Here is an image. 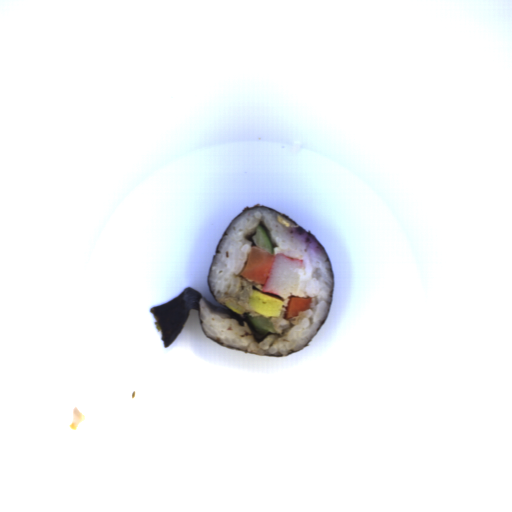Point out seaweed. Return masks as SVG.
<instances>
[{
	"mask_svg": "<svg viewBox=\"0 0 512 512\" xmlns=\"http://www.w3.org/2000/svg\"><path fill=\"white\" fill-rule=\"evenodd\" d=\"M256 206H262L264 208H267L269 210L277 212L280 215L284 216L285 218L291 220L292 222H294L296 224V226L299 228L300 232H306L307 234L312 236L322 246V248L324 249L325 253L328 256L327 261H329V263H330L332 279H333V283H334L333 295H332V301H331V306H332L333 299H334V291H335V274H334L331 258L329 256L327 250L325 249V247L316 238V236L311 231L306 230L304 226L298 224L292 218H290L287 215L281 213L277 209L266 207V206L261 205L259 203L255 204L254 206H248V205L244 206L243 209L232 218V220L230 221L228 226L223 231V233H222V235H221V237H220V239H219V241H218V243H217V245L215 247V254L213 255V257H212V259L210 261V265H209V269H208V274H207V278H206L208 289H209L212 297L215 299V301L217 303H219L218 300L215 298V296H214V294H213V292H212V290H211V288H210V286L208 284V280H209V274H210L213 258L215 257V255L217 253H220L219 250H218V246H219L223 236L227 235L225 231L230 226V224L233 222V220L235 218H237L240 214H242L244 211L249 210L251 208H254ZM202 297L211 305V307L213 309H215V310H222L224 313L228 312L232 319H236L238 321L239 325H243L244 321H246V318H245L244 315H239V314L235 313L234 311H232L230 308H228L224 304H221V305L225 306L226 309L221 307V306H219V305H215L214 303H212L211 301L206 299L201 293L197 292L196 290H194V289H192L191 287L188 286V287H185L183 289V291L179 295L174 297L173 299H171V300H169V301H167V302H165L163 304H160L158 306L151 307L149 309V312L153 315V317H154V319L156 321L154 323L156 325L157 330L161 331L160 335H161V340L163 342V348H165V349L168 348L172 344V342L177 338V336L180 334V332L182 331V329H183V327H184V325H185V323H186V321L188 319L190 310H198L199 326L201 328L202 320L200 318V313H199V301H200V298H202ZM331 306H330V310H331ZM330 310H329V313H330ZM328 317H329V314H328L326 320H324L322 322V324L320 325V327H319V329L317 331V334L322 329V327L325 325ZM201 331H202L203 335L206 336L208 339H210L211 341H213V342H215V343H217V344H219V345H221L223 347H227V348L243 351L240 348H234L232 346H225V345H223V342H221L219 340L211 339L209 336H207L205 334V332L202 330V328H201ZM316 335H315V337H316ZM313 339L311 340V342L313 341ZM310 343L308 345H306L300 351H295L294 352V351L290 350V352H289V354L287 356H290V355H293L295 353L301 352L302 350L307 348L310 345ZM243 352H245V351H243ZM247 353H250V352H247ZM251 354H255V353H251ZM255 355L269 356V357H278V358L279 357H285V356H282L281 354H266V355L265 354H255Z\"/></svg>",
	"mask_w": 512,
	"mask_h": 512,
	"instance_id": "1faa68ee",
	"label": "seaweed"
}]
</instances>
